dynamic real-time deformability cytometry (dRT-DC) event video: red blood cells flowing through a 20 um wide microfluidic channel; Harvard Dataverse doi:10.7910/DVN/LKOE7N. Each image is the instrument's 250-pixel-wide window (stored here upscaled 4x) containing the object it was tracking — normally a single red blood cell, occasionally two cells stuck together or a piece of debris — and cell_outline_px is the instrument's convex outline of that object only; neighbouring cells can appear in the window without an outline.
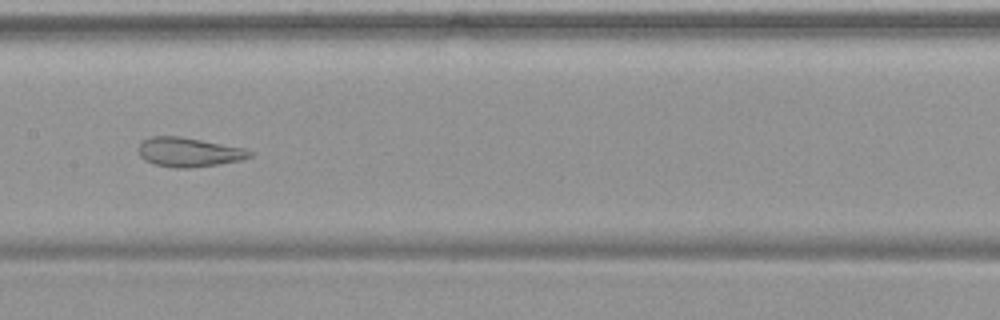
{"species": "common noctule bat (a hibernating species)", "species_latin": "Nyctalus noctula", "temperature_condition": "warm", "stored_images_in_passage": 54, "camera_frame_rate_fps": 3000, "um_per_image_px": 0.085, "animal": {"sex": "female", "body_mass_g": 19.9}, "frame": {"image": 1, "passage_image": 28, "time_ms": 9.0, "image_size_px": [1000, 320], "cell_outline_px": [[252, 156], [240, 160], [220, 164], [188, 168], [176, 168], [156, 164], [144, 160], [140, 156], [140, 144], [144, 140], [152, 136], [180, 136], [244, 148], [252, 152]], "centroid_in_image_um": [16.06, 12.93], "position_along_channel_um": 191.3, "area_um2": 18.73}}
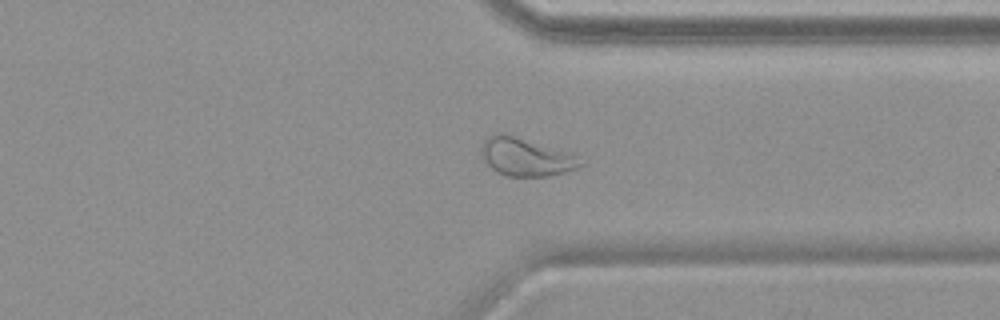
{"frame": {"image": 2, "passage_image": 42, "time_ms": 13.667, "image_size_px": [1000, 320], "cell_outline_px": [[588, 164], [564, 172], [548, 176], [508, 176], [496, 172], [484, 160], [480, 152], [480, 148], [484, 140], [488, 136], [496, 132], [504, 132], [572, 152], [588, 160]], "centroid_in_image_um": [44.78, 13.31], "position_along_channel_um": 366.6, "area_um2": 22.77}}
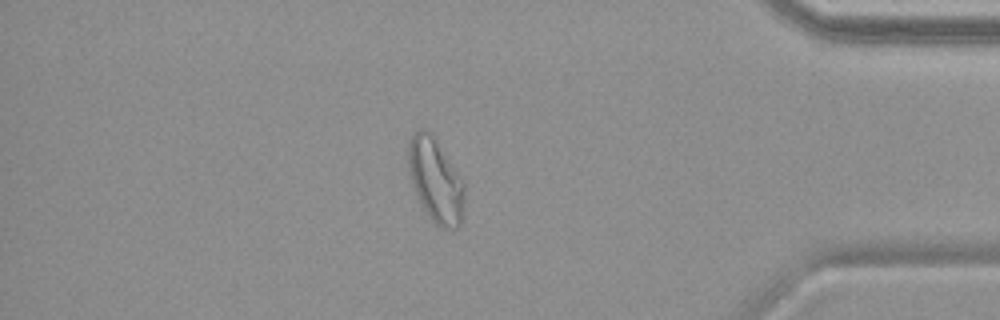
{"frame": {"image": 3, "passage_image": 47, "time_ms": 15.333, "image_size_px": [1000, 320], "cell_outline_px": [[464, 216], [460, 224], [456, 228], [444, 228], [436, 224], [428, 216], [412, 184], [408, 164], [408, 148], [412, 136], [420, 128], [424, 128], [432, 132], [436, 136], [464, 184]], "centroid_in_image_um": [37.05, 15.3], "position_along_channel_um": 398.2, "area_um2": 27.4}, "authors_computed_cell_mechanics": {"area_um2": 27.0793, "velocity_mm_per_s": 3.7536, "shape_relaxation_time_tau1_ms": null, "shape_relaxation_time_tau2_ms": 1.4479, "deformation_change_tau1": null, "deformation_change_tau2": 0.0909}}